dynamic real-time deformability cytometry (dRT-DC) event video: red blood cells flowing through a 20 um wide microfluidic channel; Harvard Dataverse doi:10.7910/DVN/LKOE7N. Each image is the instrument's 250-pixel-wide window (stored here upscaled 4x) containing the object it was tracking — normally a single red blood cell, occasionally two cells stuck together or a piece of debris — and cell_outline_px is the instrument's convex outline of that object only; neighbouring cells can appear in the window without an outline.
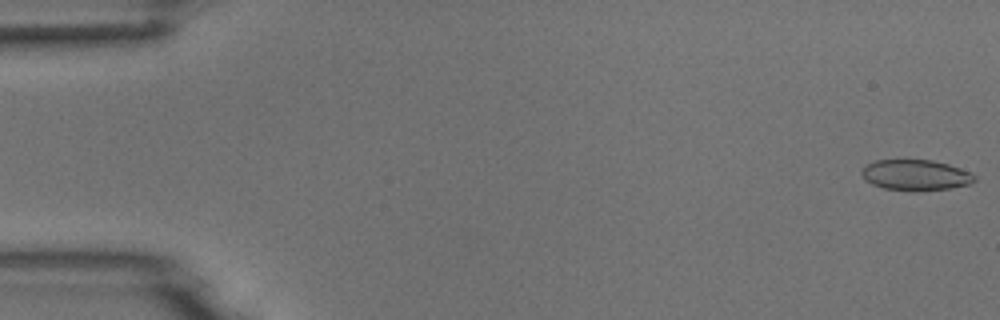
{"species": "common noctule bat (a hibernating species)", "species_latin": "Nyctalus noctula", "temperature_condition": "room temperature", "stored_images_in_passage": 4, "camera_frame_rate_fps": 3000, "um_per_image_px": 0.085, "animal": {"sex": "male", "body_mass_g": 18.8}, "frame": {"image": 1, "passage_image": 1, "time_ms": 0.0, "image_size_px": [1000, 320], "cell_outline_px": [[976, 180], [972, 184], [948, 188], [884, 188], [872, 184], [864, 180], [860, 172], [868, 164], [876, 160], [932, 160], [948, 164], [972, 172], [976, 176]], "centroid_in_image_um": [77.85, 14.83], "position_along_channel_um": 7.1, "area_um2": 19.48}}
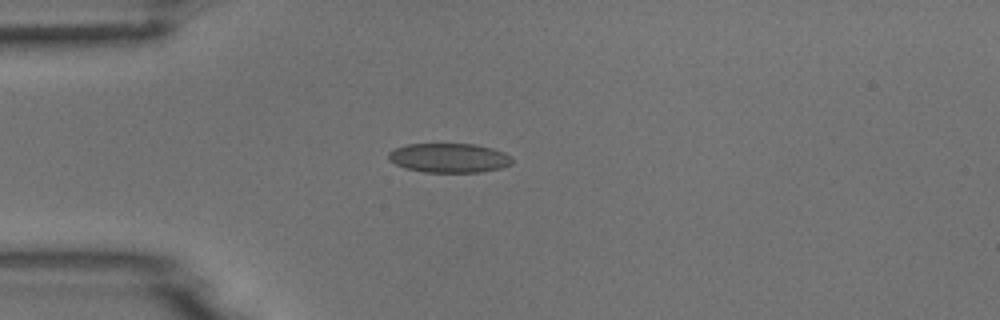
{"frame": {"image": 2, "passage_image": 4, "time_ms": 4.333, "image_size_px": [1000, 320], "cell_outline_px": [[512, 164], [500, 168], [480, 172], [424, 172], [404, 168], [388, 160], [388, 152], [396, 148], [408, 144], [476, 144], [492, 148], [504, 152], [512, 156]], "centroid_in_image_um": [38.18, 13.42], "position_along_channel_um": 46.8, "area_um2": 21.21}}